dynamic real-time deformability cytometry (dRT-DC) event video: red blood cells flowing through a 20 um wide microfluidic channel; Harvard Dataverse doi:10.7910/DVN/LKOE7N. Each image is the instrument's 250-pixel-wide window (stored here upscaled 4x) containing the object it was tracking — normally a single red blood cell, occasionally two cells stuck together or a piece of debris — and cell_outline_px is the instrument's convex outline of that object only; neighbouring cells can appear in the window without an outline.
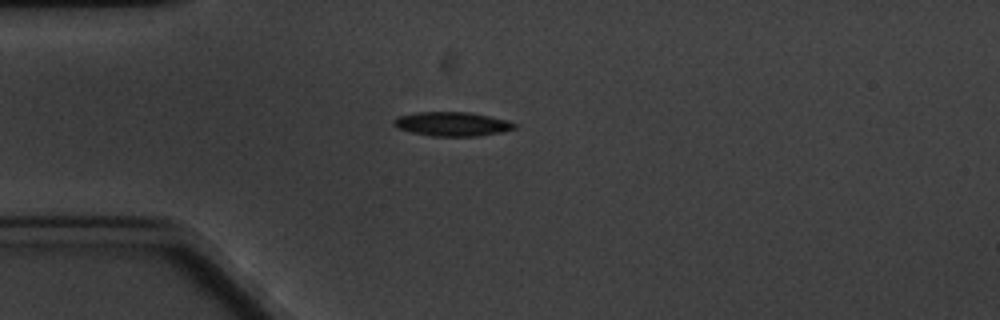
{"species": "common noctule bat (a hibernating species)", "species_latin": "Nyctalus noctula", "temperature_condition": "cold", "stored_images_in_passage": 5, "camera_frame_rate_fps": 3000, "um_per_image_px": 0.085, "animal": {"sex": "male", "body_mass_g": 20.1, "forearm_length_mm": 53.5}, "frame": {"image": 1, "passage_image": 1, "time_ms": 0.0, "image_size_px": [1000, 320], "cell_outline_px": [[516, 128], [500, 132], [476, 136], [432, 136], [412, 132], [400, 128], [392, 124], [392, 120], [400, 116], [416, 112], [468, 112], [508, 120], [516, 124]], "centroid_in_image_um": [38.43, 10.53], "position_along_channel_um": 46.6, "area_um2": 16.76}}